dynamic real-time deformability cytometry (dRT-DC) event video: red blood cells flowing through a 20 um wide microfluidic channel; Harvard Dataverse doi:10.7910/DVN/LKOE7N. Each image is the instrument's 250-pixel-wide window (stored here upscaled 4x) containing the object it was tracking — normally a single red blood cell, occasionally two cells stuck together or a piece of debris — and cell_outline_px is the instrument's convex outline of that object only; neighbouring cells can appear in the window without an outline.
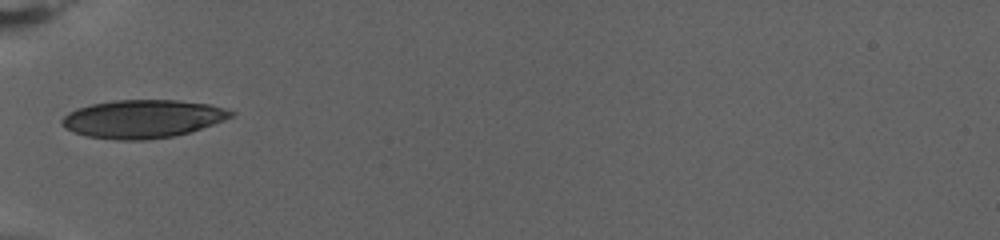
{"species": "human", "species_latin": "Homo sapiens", "temperature_condition": "warm", "stored_images_in_passage": 48, "camera_frame_rate_fps": 3000, "um_per_image_px": 0.085, "donor": {"sex": "female"}, "frame": {"image": 1, "passage_image": 1, "time_ms": 0.0, "image_size_px": [1000, 240], "cell_outline_px": [[236, 112], [232, 116], [224, 120], [176, 136], [144, 140], [120, 140], [88, 136], [64, 128], [60, 120], [68, 112], [76, 108], [92, 104], [112, 100], [176, 100], [208, 104], [224, 108]], "centroid_in_image_um": [12.11, 10.1], "position_along_channel_um": 72.9, "area_um2": 37.4}}
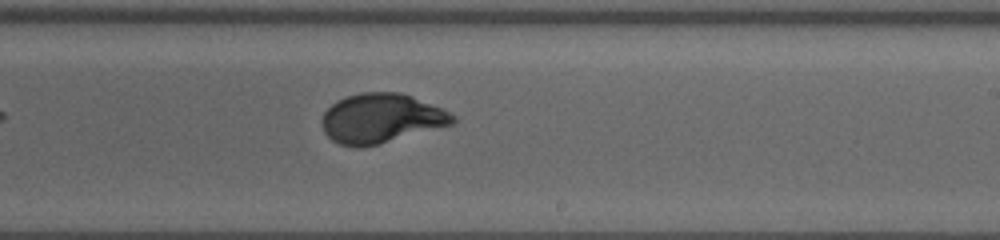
{"frame": {"image": 2, "passage_image": 21, "time_ms": 6.667, "image_size_px": [1000, 240], "cell_outline_px": [[456, 120], [452, 124], [380, 144], [364, 148], [356, 148], [340, 144], [332, 140], [324, 132], [320, 120], [324, 112], [336, 100], [344, 96], [360, 92], [400, 92], [412, 96], [440, 108], [456, 116]], "centroid_in_image_um": [32.34, 10.06], "position_along_channel_um": 256.7, "area_um2": 37.86}}
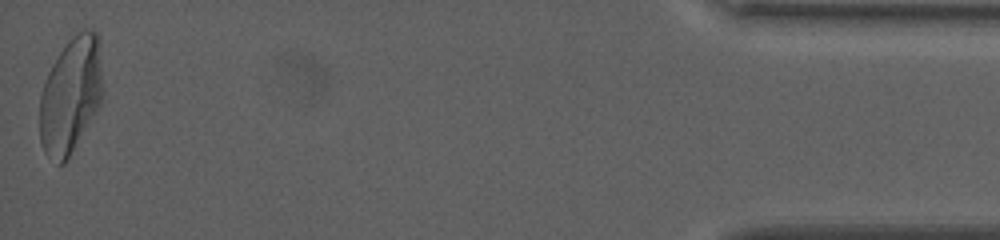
{"frame": {"image": 3, "passage_image": 48, "time_ms": 15.667, "image_size_px": [1000, 240], "cell_outline_px": [[104, 92], [96, 112], [64, 164], [56, 164], [44, 152], [40, 144], [40, 96], [48, 72], [52, 64], [68, 40], [76, 32], [84, 28], [96, 32], [100, 36]], "centroid_in_image_um": [6.04, 8.06], "position_along_channel_um": 429.2, "area_um2": 43.18}, "authors_computed_cell_mechanics": {"area_um2": 37.859, "velocity_mm_per_s": 2.7883, "shape_relaxation_time_tau1_ms": 5.1882, "shape_relaxation_time_tau2_ms": null, "deformation_change_tau1": 0.1909, "deformation_change_tau2": null}}